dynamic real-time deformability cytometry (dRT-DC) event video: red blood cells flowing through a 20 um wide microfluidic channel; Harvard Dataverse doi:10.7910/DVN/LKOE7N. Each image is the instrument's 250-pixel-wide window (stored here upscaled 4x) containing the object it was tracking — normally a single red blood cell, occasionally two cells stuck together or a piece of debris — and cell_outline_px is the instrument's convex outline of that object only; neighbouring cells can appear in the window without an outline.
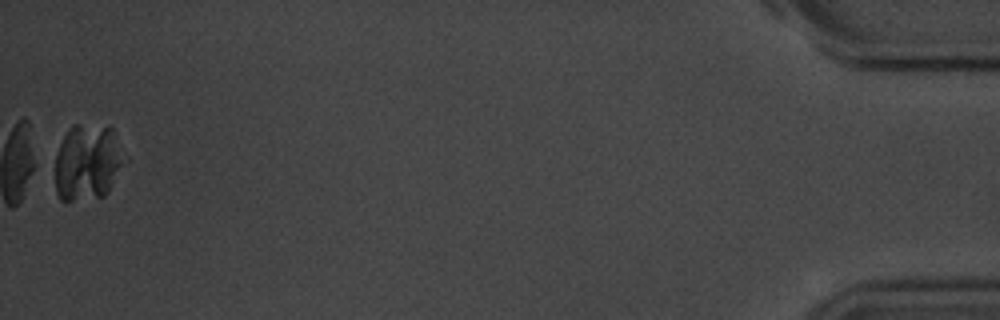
{"species": "common noctule bat (a hibernating species)", "species_latin": "Nyctalus noctula", "temperature_condition": "room temperature", "stored_images_in_passage": 11, "camera_frame_rate_fps": 3000, "um_per_image_px": 0.085, "animal": {"sex": "male", "body_mass_g": 20.1, "forearm_length_mm": 53.5}, "frame": {"image": 1, "passage_image": 11, "time_ms": 12.333, "image_size_px": [1000, 320], "cell_outline_px": [[120, 164], [112, 184], [108, 192], [104, 196], [72, 200], [60, 200], [56, 192], [48, 164], [68, 128], [72, 124], [80, 124], [112, 128], [120, 160]], "centroid_in_image_um": [7.21, 13.82], "position_along_channel_um": 428.0, "area_um2": 30.81}}